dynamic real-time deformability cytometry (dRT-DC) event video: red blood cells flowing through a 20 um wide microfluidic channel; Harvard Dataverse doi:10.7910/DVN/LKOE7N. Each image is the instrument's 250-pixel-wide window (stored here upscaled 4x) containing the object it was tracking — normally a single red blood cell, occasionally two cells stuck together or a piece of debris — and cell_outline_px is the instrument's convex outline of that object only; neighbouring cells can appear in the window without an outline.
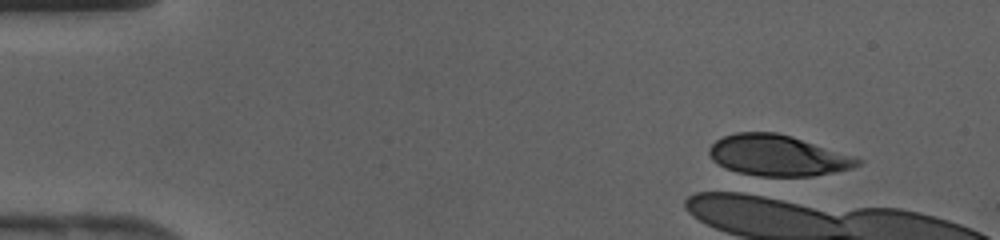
{"species": "human", "species_latin": "Homo sapiens", "temperature_condition": "cold", "stored_images_in_passage": 1, "camera_frame_rate_fps": 3000, "um_per_image_px": 0.085, "donor": {"sex": "female"}, "frame": {"image": 1, "passage_image": 1, "time_ms": 0.0, "image_size_px": [1000, 240], "cell_outline_px": [[864, 160], [860, 164], [852, 168], [812, 176], [760, 176], [740, 172], [724, 168], [712, 160], [708, 152], [708, 148], [716, 140], [724, 136], [736, 132], [776, 132], [792, 136], [856, 156]], "centroid_in_image_um": [66.12, 13.21], "position_along_channel_um": 18.9, "area_um2": 35.43}}